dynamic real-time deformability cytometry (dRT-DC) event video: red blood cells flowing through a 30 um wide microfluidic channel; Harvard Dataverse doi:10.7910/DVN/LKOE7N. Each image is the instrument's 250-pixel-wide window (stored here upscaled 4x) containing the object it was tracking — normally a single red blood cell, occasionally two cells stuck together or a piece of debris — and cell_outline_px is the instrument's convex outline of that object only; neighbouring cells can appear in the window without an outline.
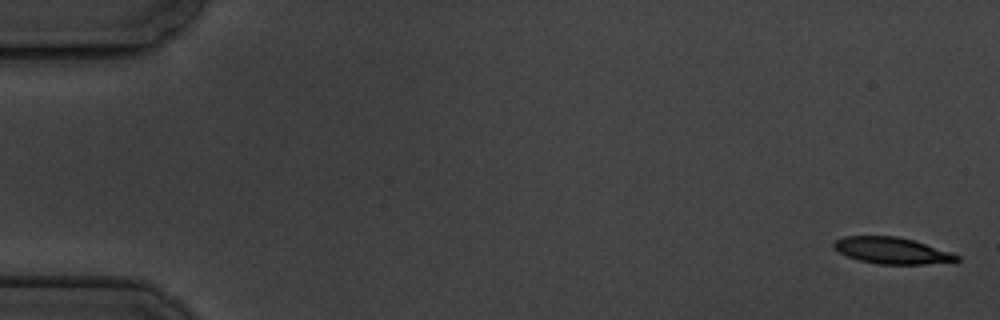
{"species": "common noctule bat (a hibernating species)", "species_latin": "Nyctalus noctula", "temperature_condition": "cold", "stored_images_in_passage": 6, "camera_frame_rate_fps": 3000, "um_per_image_px": 0.085, "animal": {"sex": "male", "body_mass_g": 19.5, "forearm_length_mm": 54.6}, "frame": {"image": 1, "passage_image": 1, "time_ms": 0.0, "image_size_px": [1000, 320], "cell_outline_px": [[960, 260], [924, 264], [876, 264], [860, 260], [848, 256], [832, 248], [832, 244], [836, 240], [844, 236], [896, 236], [912, 240], [960, 256]], "centroid_in_image_um": [75.74, 21.3], "position_along_channel_um": 9.3, "area_um2": 18.55}}
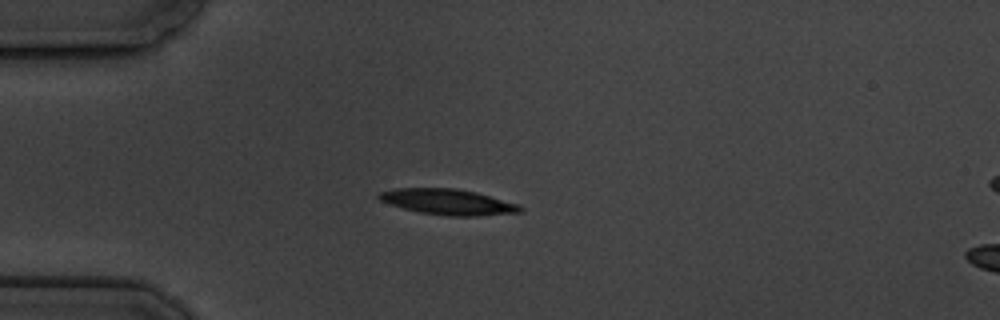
{"frame": {"image": 2, "passage_image": 4, "time_ms": 4.667, "image_size_px": [1000, 320], "cell_outline_px": [[524, 208], [520, 212], [476, 216], [452, 216], [420, 212], [404, 208], [380, 200], [376, 196], [380, 192], [396, 188], [456, 188], [476, 192], [520, 204]], "centroid_in_image_um": [38.12, 17.15], "position_along_channel_um": 46.9, "area_um2": 20.98}}